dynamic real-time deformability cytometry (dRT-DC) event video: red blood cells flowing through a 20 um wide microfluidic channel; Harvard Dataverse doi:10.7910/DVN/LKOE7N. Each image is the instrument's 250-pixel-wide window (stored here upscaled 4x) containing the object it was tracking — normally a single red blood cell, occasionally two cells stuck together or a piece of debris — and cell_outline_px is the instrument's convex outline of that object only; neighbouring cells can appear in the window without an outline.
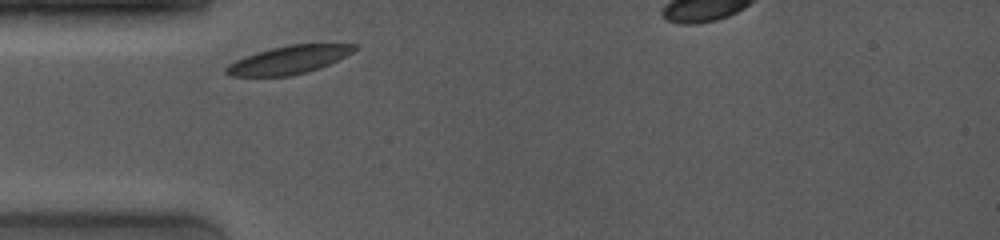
{"species": "common noctule bat (a hibernating species)", "species_latin": "Nyctalus noctula", "temperature_condition": "room temperature", "stored_images_in_passage": 3, "camera_frame_rate_fps": 4000, "um_per_image_px": 0.085, "animal": {"sex": "female", "body_mass_g": 19.0, "forearm_length_mm": 53.3}, "frame": {"image": 1, "passage_image": 1, "time_ms": 0.0, "image_size_px": [1000, 240], "cell_outline_px": [[356, 48], [352, 52], [320, 68], [288, 76], [232, 76], [224, 72], [224, 68], [228, 64], [244, 56], [256, 52], [288, 44], [356, 44]], "centroid_in_image_um": [24.49, 5.08], "position_along_channel_um": 60.5, "area_um2": 20.75}}